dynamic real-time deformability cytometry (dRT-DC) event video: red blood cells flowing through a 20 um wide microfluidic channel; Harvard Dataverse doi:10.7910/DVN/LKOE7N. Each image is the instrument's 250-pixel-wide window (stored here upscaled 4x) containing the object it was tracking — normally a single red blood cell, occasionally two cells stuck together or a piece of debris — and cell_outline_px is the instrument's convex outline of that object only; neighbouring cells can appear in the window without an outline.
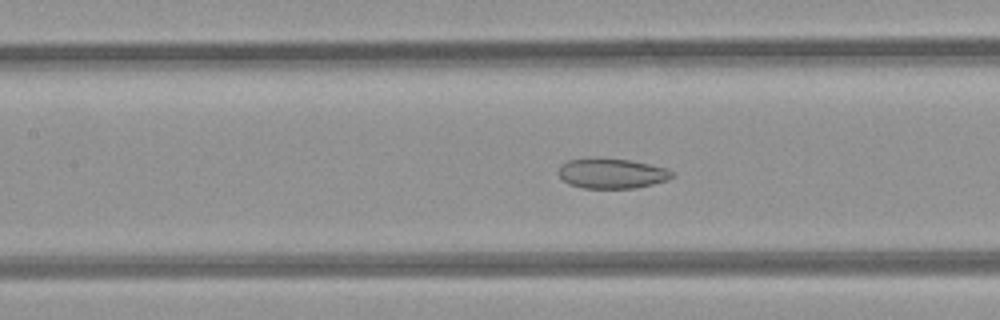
{"species": "common noctule bat (a hibernating species)", "species_latin": "Nyctalus noctula", "temperature_condition": "room temperature", "stored_images_in_passage": 47, "camera_frame_rate_fps": 3000, "um_per_image_px": 0.085, "animal": {"sex": "female", "body_mass_g": 21.9}, "frame": {"image": 1, "passage_image": 20, "time_ms": 6.333, "image_size_px": [1000, 320], "cell_outline_px": [[676, 176], [668, 180], [636, 188], [584, 188], [568, 184], [560, 176], [560, 164], [568, 160], [596, 156], [628, 160], [668, 168], [676, 172]], "centroid_in_image_um": [52.04, 14.72], "position_along_channel_um": 155.4, "area_um2": 20.29}}
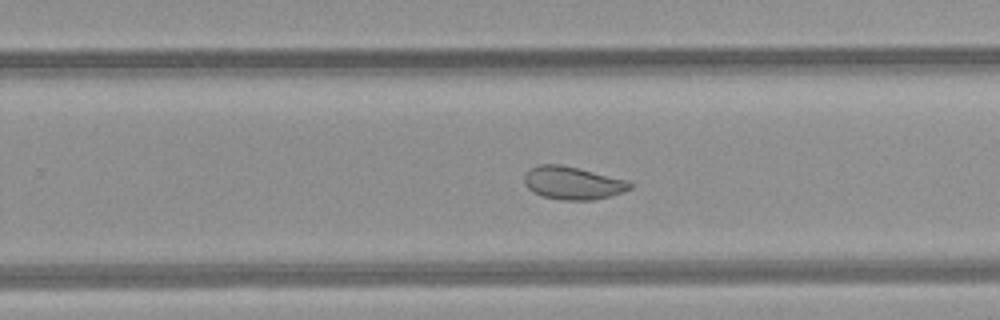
{"frame": {"image": 2, "passage_image": 29, "time_ms": 9.333, "image_size_px": [1000, 320], "cell_outline_px": [[632, 188], [624, 192], [592, 200], [560, 200], [544, 196], [528, 188], [524, 184], [524, 176], [528, 168], [536, 164], [560, 164], [628, 180], [632, 184]], "centroid_in_image_um": [48.66, 15.54], "position_along_channel_um": 281.1, "area_um2": 20.23}}
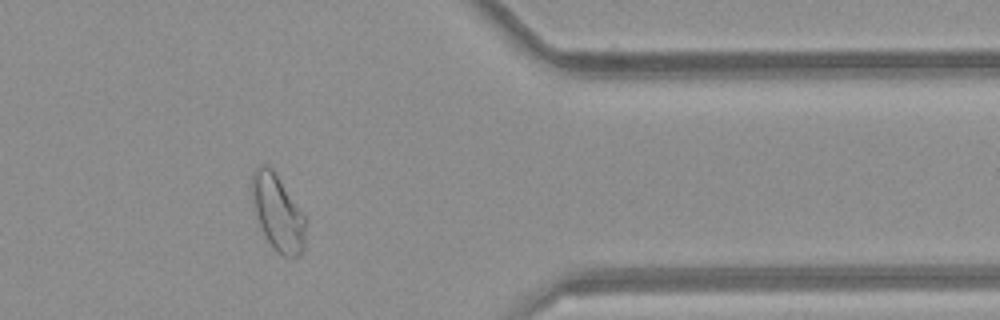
{"frame": {"image": 3, "passage_image": 38, "time_ms": 12.333, "image_size_px": [1000, 320], "cell_outline_px": [[308, 220], [304, 248], [296, 256], [284, 256], [276, 252], [272, 248], [260, 224], [252, 200], [252, 172], [260, 164], [268, 164], [276, 172]], "centroid_in_image_um": [23.65, 18.05], "position_along_channel_um": 387.8, "area_um2": 23.93}, "authors_computed_cell_mechanics": {"area_um2": 24.7962, "velocity_mm_per_s": 4.2023, "shape_relaxation_time_tau1_ms": null, "shape_relaxation_time_tau2_ms": 1.5397, "deformation_change_tau1": null, "deformation_change_tau2": 0.0608}}